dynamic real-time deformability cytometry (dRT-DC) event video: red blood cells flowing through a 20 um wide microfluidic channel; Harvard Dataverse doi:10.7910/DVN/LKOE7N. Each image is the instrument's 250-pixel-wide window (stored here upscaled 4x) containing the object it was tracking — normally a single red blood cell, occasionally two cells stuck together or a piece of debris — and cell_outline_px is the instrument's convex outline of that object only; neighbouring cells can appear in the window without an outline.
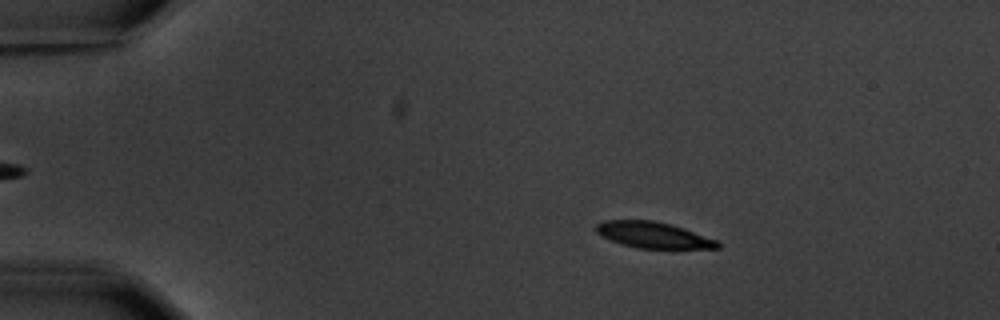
{"species": "common noctule bat (a hibernating species)", "species_latin": "Nyctalus noctula", "temperature_condition": "warm", "stored_images_in_passage": 4, "camera_frame_rate_fps": 3000, "um_per_image_px": 0.085, "animal": {"sex": "male", "body_mass_g": 20.1, "forearm_length_mm": 53.5}, "frame": {"image": 1, "passage_image": 2, "time_ms": 1.333, "image_size_px": [1000, 320], "cell_outline_px": [[720, 248], [636, 248], [620, 244], [600, 236], [596, 232], [596, 224], [604, 220], [652, 220], [672, 224], [684, 228], [716, 240], [720, 244]], "centroid_in_image_um": [55.48, 19.97], "position_along_channel_um": 29.5, "area_um2": 18.5}}